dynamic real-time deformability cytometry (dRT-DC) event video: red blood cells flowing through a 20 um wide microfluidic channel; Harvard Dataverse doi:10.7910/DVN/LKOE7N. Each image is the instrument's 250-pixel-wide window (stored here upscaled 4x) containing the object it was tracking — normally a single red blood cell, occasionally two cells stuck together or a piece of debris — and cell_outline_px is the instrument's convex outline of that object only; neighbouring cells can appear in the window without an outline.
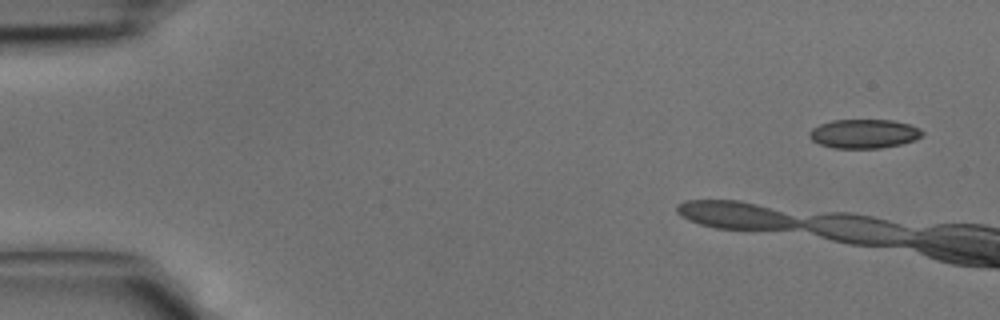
{"species": "common noctule bat (a hibernating species)", "species_latin": "Nyctalus noctula", "temperature_condition": "cold", "stored_images_in_passage": 6, "camera_frame_rate_fps": 3000, "um_per_image_px": 0.085, "animal": {"sex": "male", "body_mass_g": 15.6}, "frame": {"image": 1, "passage_image": 1, "time_ms": 0.0, "image_size_px": [1000, 320], "cell_outline_px": [[924, 132], [916, 140], [900, 144], [880, 148], [832, 148], [820, 144], [812, 140], [808, 136], [808, 132], [812, 128], [820, 124], [832, 120], [892, 120], [908, 124], [920, 128]], "centroid_in_image_um": [73.42, 11.37], "position_along_channel_um": 11.6, "area_um2": 19.13}}